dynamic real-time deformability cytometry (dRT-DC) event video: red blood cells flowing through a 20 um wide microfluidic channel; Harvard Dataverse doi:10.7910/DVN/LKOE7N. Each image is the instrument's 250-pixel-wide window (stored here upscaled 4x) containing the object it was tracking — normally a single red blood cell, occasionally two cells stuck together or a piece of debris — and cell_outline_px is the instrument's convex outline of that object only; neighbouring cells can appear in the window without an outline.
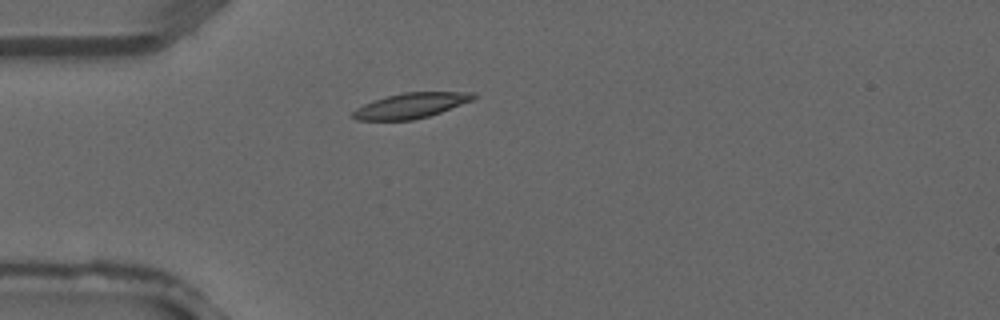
{"species": "common noctule bat (a hibernating species)", "species_latin": "Nyctalus noctula", "temperature_condition": "warm", "stored_images_in_passage": 3, "camera_frame_rate_fps": 3000, "um_per_image_px": 0.085, "animal": {"sex": "male", "forearm_length_mm": 52.5}, "frame": {"image": 1, "passage_image": 3, "time_ms": 0.667, "image_size_px": [1000, 320], "cell_outline_px": [[476, 96], [472, 100], [440, 112], [428, 116], [412, 120], [356, 120], [352, 116], [352, 112], [356, 108], [364, 104], [388, 96], [404, 92], [472, 92]], "centroid_in_image_um": [34.9, 8.97], "position_along_channel_um": 50.1, "area_um2": 17.4}}